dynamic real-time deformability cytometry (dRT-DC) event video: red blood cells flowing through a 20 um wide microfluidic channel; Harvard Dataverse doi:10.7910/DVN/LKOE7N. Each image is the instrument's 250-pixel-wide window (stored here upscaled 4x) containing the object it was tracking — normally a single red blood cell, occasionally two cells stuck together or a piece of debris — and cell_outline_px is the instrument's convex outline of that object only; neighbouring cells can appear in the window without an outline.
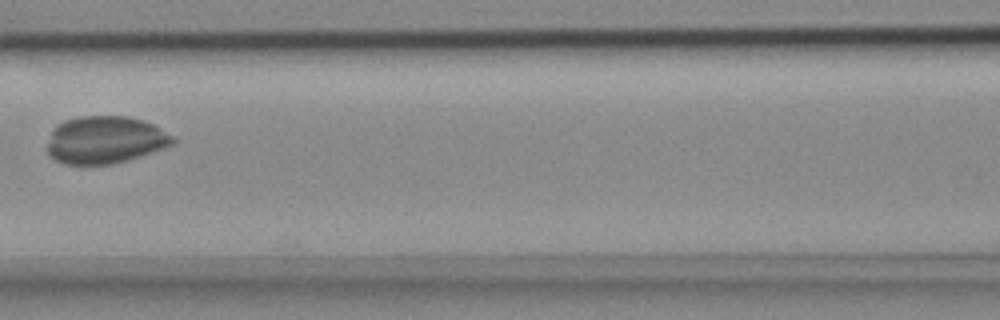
{"species": "common noctule bat (a hibernating species)", "species_latin": "Nyctalus noctula", "temperature_condition": "cold", "stored_images_in_passage": 4, "camera_frame_rate_fps": 3000, "um_per_image_px": 0.085, "animal": {"sex": "female", "body_mass_g": 18.4}, "frame": {"image": 1, "passage_image": 3, "time_ms": 0.667, "image_size_px": [1000, 320], "cell_outline_px": [[176, 144], [128, 160], [112, 164], [64, 164], [56, 160], [48, 152], [48, 144], [52, 128], [56, 124], [64, 120], [80, 116], [124, 116], [140, 120], [152, 124], [160, 128], [172, 136], [176, 140]], "centroid_in_image_um": [8.93, 11.89], "position_along_channel_um": 157.7, "area_um2": 34.62}}
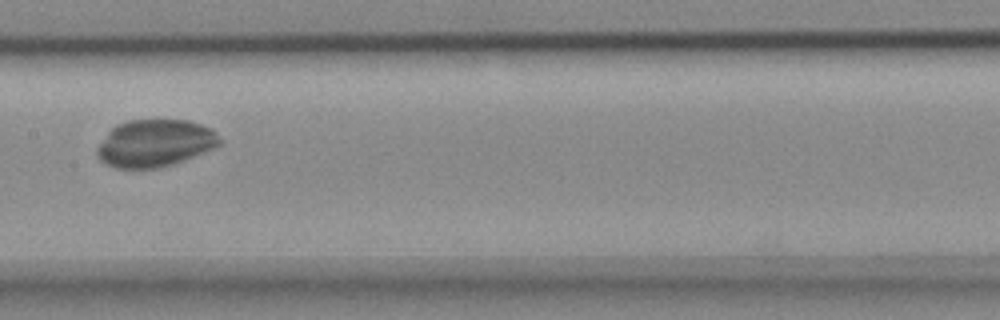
{"frame": {"image": 2, "passage_image": 4, "time_ms": 1.0, "image_size_px": [1000, 320], "cell_outline_px": [[220, 144], [212, 148], [172, 164], [156, 168], [116, 168], [104, 164], [96, 156], [96, 148], [108, 132], [116, 124], [128, 120], [188, 120], [212, 128], [216, 132], [220, 140]], "centroid_in_image_um": [13.12, 12.16], "position_along_channel_um": 194.3, "area_um2": 33.58}}